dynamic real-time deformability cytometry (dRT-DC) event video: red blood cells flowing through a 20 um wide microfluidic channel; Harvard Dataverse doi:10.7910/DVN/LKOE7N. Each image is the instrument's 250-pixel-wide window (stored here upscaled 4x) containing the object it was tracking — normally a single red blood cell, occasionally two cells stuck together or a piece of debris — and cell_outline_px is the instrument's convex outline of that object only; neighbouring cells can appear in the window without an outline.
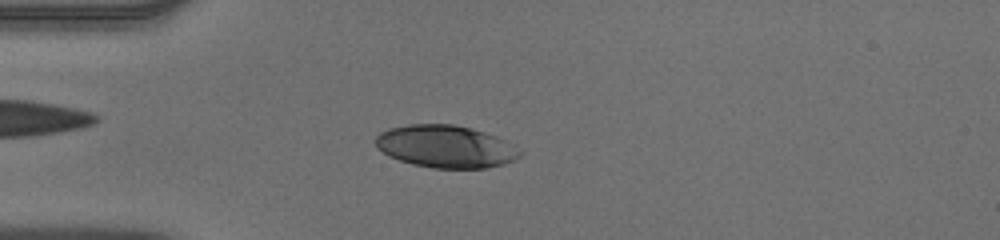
{"species": "human", "species_latin": "Homo sapiens", "temperature_condition": "warm", "stored_images_in_passage": 49, "camera_frame_rate_fps": 3000, "um_per_image_px": 0.085, "donor": {"sex": "male"}, "frame": {"image": 1, "passage_image": 14, "time_ms": 4.333, "image_size_px": [1000, 240], "cell_outline_px": [[524, 152], [520, 156], [504, 164], [484, 168], [432, 168], [412, 164], [388, 156], [376, 148], [376, 136], [380, 132], [388, 128], [408, 124], [452, 124], [472, 128], [496, 136], [504, 140]], "centroid_in_image_um": [37.85, 12.45], "position_along_channel_um": 47.1, "area_um2": 35.78}}
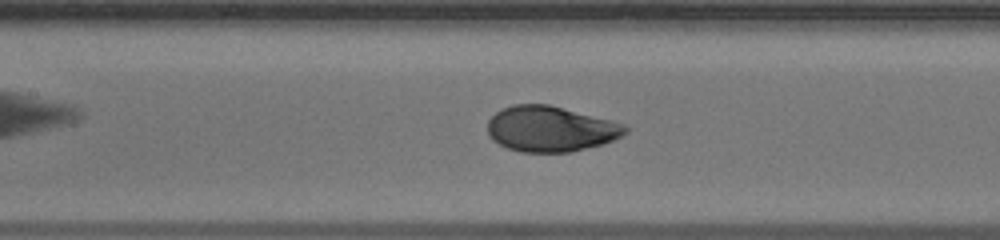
{"frame": {"image": 2, "passage_image": 24, "time_ms": 7.667, "image_size_px": [1000, 240], "cell_outline_px": [[628, 132], [604, 144], [572, 152], [520, 152], [508, 148], [492, 140], [488, 136], [488, 120], [496, 112], [512, 104], [548, 104], [624, 124], [628, 128]], "centroid_in_image_um": [46.77, 10.97], "position_along_channel_um": 160.6, "area_um2": 36.41}}
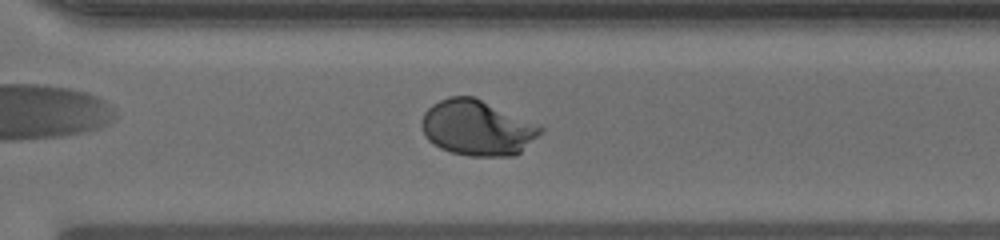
{"frame": {"image": 3, "passage_image": 37, "time_ms": 12.0, "image_size_px": [1000, 240], "cell_outline_px": [[544, 132], [516, 156], [468, 156], [452, 152], [440, 148], [432, 144], [424, 136], [420, 128], [420, 120], [424, 112], [432, 104], [448, 96], [476, 96], [540, 124], [544, 128]], "centroid_in_image_um": [40.58, 10.85], "position_along_channel_um": 330.0, "area_um2": 39.3}, "authors_computed_cell_mechanics": {"area_um2": 37.9168, "velocity_mm_per_s": 3.917, "shape_relaxation_time_tau1_ms": 3.3787, "shape_relaxation_time_tau2_ms": null, "deformation_change_tau1": 0.1937, "deformation_change_tau2": null}}